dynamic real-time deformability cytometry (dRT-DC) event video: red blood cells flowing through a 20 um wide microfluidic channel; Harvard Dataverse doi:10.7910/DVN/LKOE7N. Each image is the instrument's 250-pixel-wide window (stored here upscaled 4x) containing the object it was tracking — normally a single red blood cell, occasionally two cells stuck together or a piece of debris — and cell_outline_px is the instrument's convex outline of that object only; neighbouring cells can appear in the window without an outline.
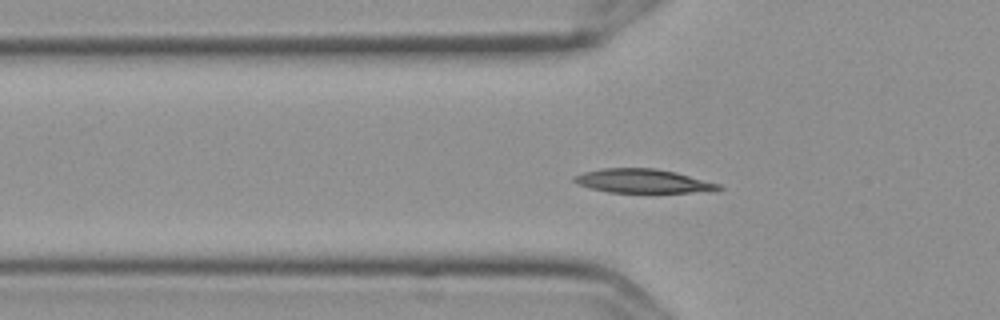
{"species": "Egyptian fruit bat (a non-hibernating species)", "species_latin": "Rousettus aegyptiacus", "temperature_condition": "cold", "stored_images_in_passage": 56, "camera_frame_rate_fps": 3000, "um_per_image_px": 0.085, "frame": {"image": 1, "passage_image": 17, "time_ms": 5.333, "image_size_px": [1000, 320], "cell_outline_px": [[724, 188], [688, 192], [608, 192], [576, 184], [572, 180], [572, 176], [584, 172], [604, 168], [656, 168], [676, 172], [720, 184]], "centroid_in_image_um": [54.57, 15.37], "position_along_channel_um": 71.2, "area_um2": 19.83}}
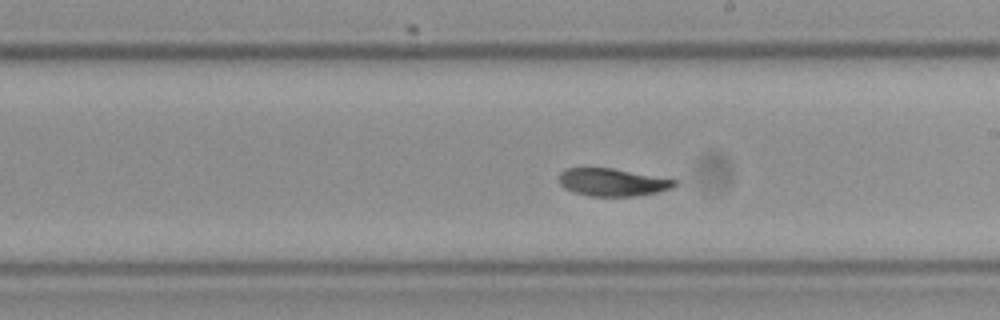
{"frame": {"image": 2, "passage_image": 31, "time_ms": 10.0, "image_size_px": [1000, 320], "cell_outline_px": [[676, 184], [672, 188], [656, 192], [636, 196], [588, 196], [564, 188], [560, 184], [556, 176], [564, 168], [612, 168], [676, 180]], "centroid_in_image_um": [51.99, 15.49], "position_along_channel_um": 237.0, "area_um2": 18.55}}
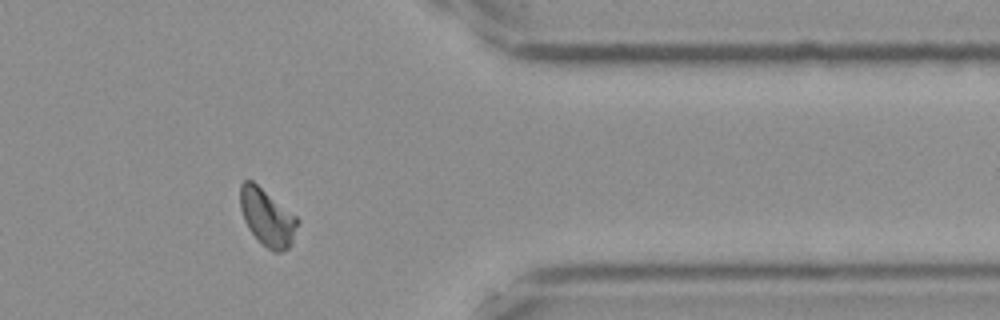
{"frame": {"image": 3, "passage_image": 45, "time_ms": 14.667, "image_size_px": [1000, 320], "cell_outline_px": [[300, 220], [292, 244], [288, 248], [280, 252], [272, 252], [248, 228], [244, 220], [240, 208], [240, 184], [244, 180], [252, 180], [296, 216]], "centroid_in_image_um": [22.72, 18.47], "position_along_channel_um": 388.7, "area_um2": 18.9}, "authors_computed_cell_mechanics": {"area_um2": 19.2185, "velocity_mm_per_s": 3.5547, "shape_relaxation_time_tau1_ms": 5.6084, "shape_relaxation_time_tau2_ms": 1.6569, "deformation_change_tau1": 0.1269, "deformation_change_tau2": 0.037}}